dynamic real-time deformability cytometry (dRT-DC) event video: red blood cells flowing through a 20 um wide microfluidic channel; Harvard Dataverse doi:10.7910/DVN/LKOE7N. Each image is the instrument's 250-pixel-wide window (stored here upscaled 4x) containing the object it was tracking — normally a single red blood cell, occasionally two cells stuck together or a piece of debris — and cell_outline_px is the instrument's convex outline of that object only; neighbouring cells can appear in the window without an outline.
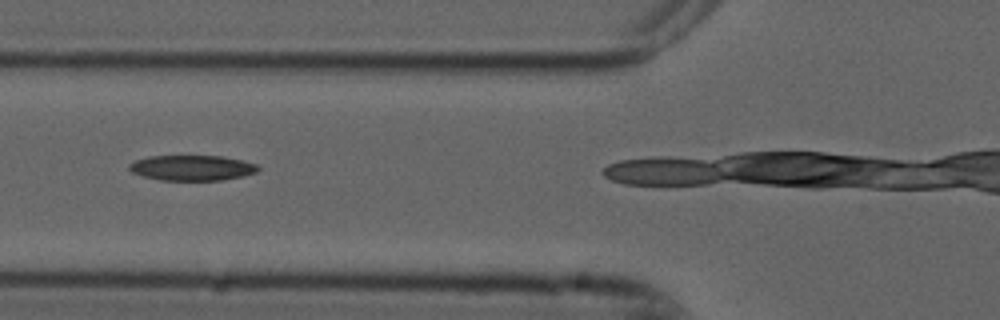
{"species": "common noctule bat (a hibernating species)", "species_latin": "Nyctalus noctula", "temperature_condition": "cold", "stored_images_in_passage": 3, "camera_frame_rate_fps": 3000, "um_per_image_px": 0.085, "animal": {"sex": "male", "forearm_length_mm": 52.5}, "frame": {"image": 1, "passage_image": 2, "time_ms": 0.333, "image_size_px": [1000, 320], "cell_outline_px": [[260, 168], [256, 172], [244, 176], [220, 180], [160, 180], [144, 176], [132, 172], [128, 168], [128, 164], [136, 160], [148, 156], [224, 156], [256, 164]], "centroid_in_image_um": [16.31, 14.26], "position_along_channel_um": 109.5, "area_um2": 18.96}}